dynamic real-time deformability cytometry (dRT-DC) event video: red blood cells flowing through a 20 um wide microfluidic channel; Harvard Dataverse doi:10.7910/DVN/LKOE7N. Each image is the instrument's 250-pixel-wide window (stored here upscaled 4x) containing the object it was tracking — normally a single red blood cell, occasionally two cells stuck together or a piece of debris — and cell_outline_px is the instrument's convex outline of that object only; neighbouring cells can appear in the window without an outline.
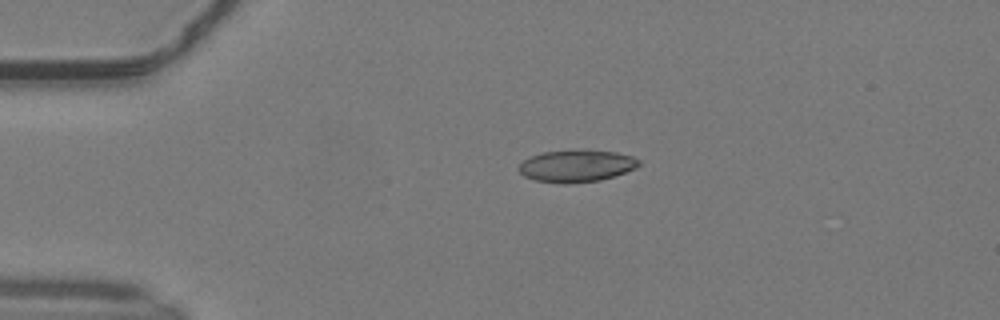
{"species": "common noctule bat (a hibernating species)", "species_latin": "Nyctalus noctula", "temperature_condition": "warm", "stored_images_in_passage": 40, "camera_frame_rate_fps": 3000, "um_per_image_px": 0.085, "animal": {"sex": "male", "body_mass_g": 19.2, "forearm_length_mm": 51.8}, "frame": {"image": 1, "passage_image": 1, "time_ms": 0.0, "image_size_px": [1000, 320], "cell_outline_px": [[640, 164], [636, 168], [600, 180], [568, 184], [560, 184], [536, 180], [524, 176], [516, 168], [524, 160], [540, 152], [616, 152], [632, 156], [640, 160]], "centroid_in_image_um": [48.97, 14.14], "position_along_channel_um": 36.0, "area_um2": 21.79}}
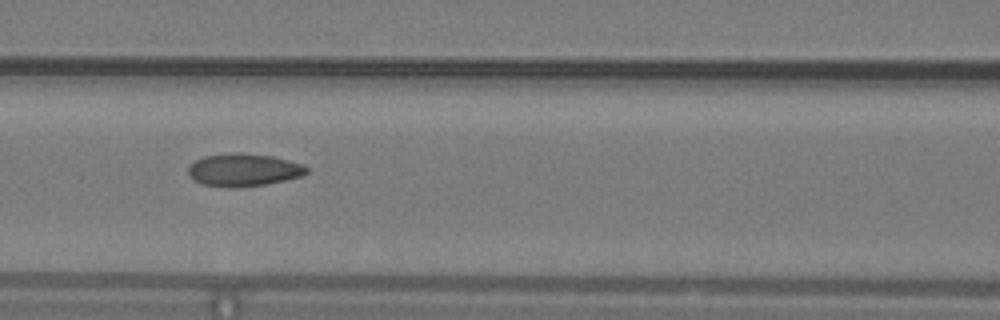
{"frame": {"image": 2, "passage_image": 12, "time_ms": 3.667, "image_size_px": [1000, 320], "cell_outline_px": [[308, 172], [300, 176], [284, 180], [264, 184], [204, 184], [192, 180], [188, 172], [188, 164], [204, 156], [232, 152], [240, 152], [272, 156], [304, 164], [308, 168]], "centroid_in_image_um": [20.71, 14.37], "position_along_channel_um": 145.9, "area_um2": 21.73}}
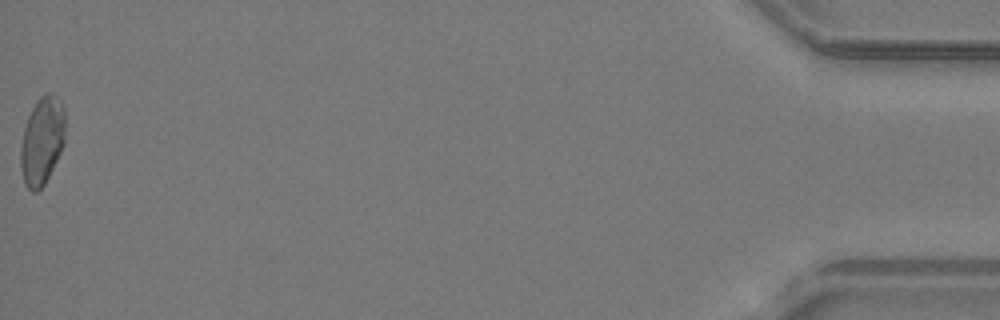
{"frame": {"image": 3, "passage_image": 40, "time_ms": 13.0, "image_size_px": [1000, 320], "cell_outline_px": [[64, 144], [44, 184], [36, 192], [32, 192], [24, 184], [20, 168], [20, 148], [24, 128], [28, 116], [36, 100], [44, 92], [52, 92], [60, 100], [64, 108]], "centroid_in_image_um": [3.55, 11.94], "position_along_channel_um": 431.6, "area_um2": 22.89}, "authors_computed_cell_mechanics": {"area_um2": 21.964, "velocity_mm_per_s": 4.1448, "shape_relaxation_time_tau1_ms": 8.3587, "shape_relaxation_time_tau2_ms": 1.6095, "deformation_change_tau1": 0.2295, "deformation_change_tau2": 0.0675}}